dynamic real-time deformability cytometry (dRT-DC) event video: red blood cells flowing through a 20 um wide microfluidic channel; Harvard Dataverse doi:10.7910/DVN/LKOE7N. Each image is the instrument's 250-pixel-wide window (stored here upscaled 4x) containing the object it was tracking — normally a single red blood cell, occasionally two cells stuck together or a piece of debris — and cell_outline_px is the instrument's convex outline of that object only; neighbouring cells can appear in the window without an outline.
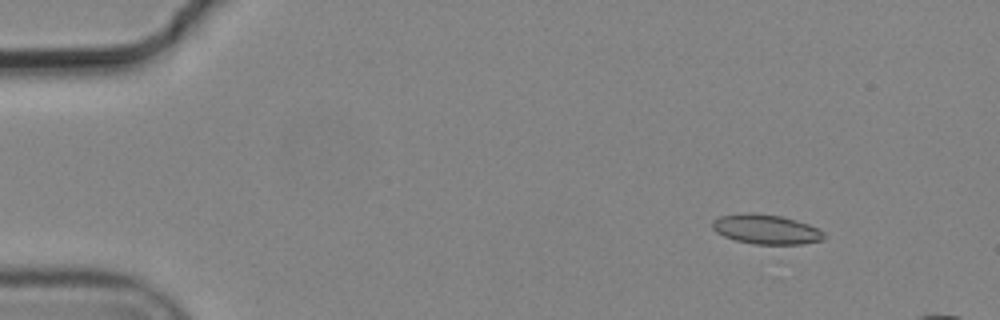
{"species": "common noctule bat (a hibernating species)", "species_latin": "Nyctalus noctula", "temperature_condition": "cold", "stored_images_in_passage": 5, "camera_frame_rate_fps": 3000, "um_per_image_px": 0.085, "animal": {"sex": "male", "body_mass_g": 19.2, "forearm_length_mm": 51.8}, "frame": {"image": 1, "passage_image": 2, "time_ms": 0.333, "image_size_px": [1000, 320], "cell_outline_px": [[824, 240], [800, 244], [756, 244], [736, 240], [724, 236], [716, 232], [712, 228], [712, 220], [720, 216], [744, 212], [752, 212], [780, 216], [796, 220], [808, 224], [824, 232]], "centroid_in_image_um": [65.09, 19.48], "position_along_channel_um": 19.9, "area_um2": 19.25}}